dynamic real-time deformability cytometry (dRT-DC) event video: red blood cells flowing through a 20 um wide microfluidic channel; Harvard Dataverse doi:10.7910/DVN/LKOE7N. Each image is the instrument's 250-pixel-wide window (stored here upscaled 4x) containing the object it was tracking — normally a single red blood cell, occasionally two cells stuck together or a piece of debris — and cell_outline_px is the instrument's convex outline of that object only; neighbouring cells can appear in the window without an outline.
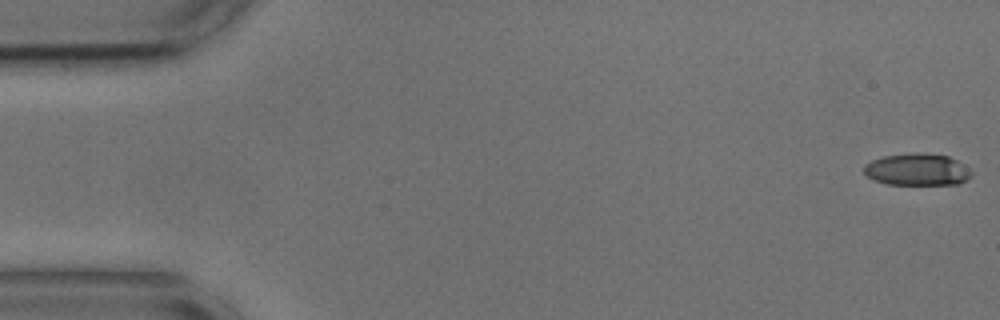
{"species": "common noctule bat (a hibernating species)", "species_latin": "Nyctalus noctula", "temperature_condition": "cold", "stored_images_in_passage": 49, "camera_frame_rate_fps": 3000, "um_per_image_px": 0.085, "animal": {"sex": "male", "body_mass_g": 17.9, "forearm_length_mm": 54.2}, "frame": {"image": 1, "passage_image": 1, "time_ms": 0.0, "image_size_px": [1000, 320], "cell_outline_px": [[972, 176], [956, 184], [888, 184], [876, 180], [868, 176], [864, 172], [864, 164], [872, 160], [884, 156], [948, 156], [956, 160], [968, 168], [972, 172]], "centroid_in_image_um": [77.96, 14.46], "position_along_channel_um": 7.0, "area_um2": 18.84}}
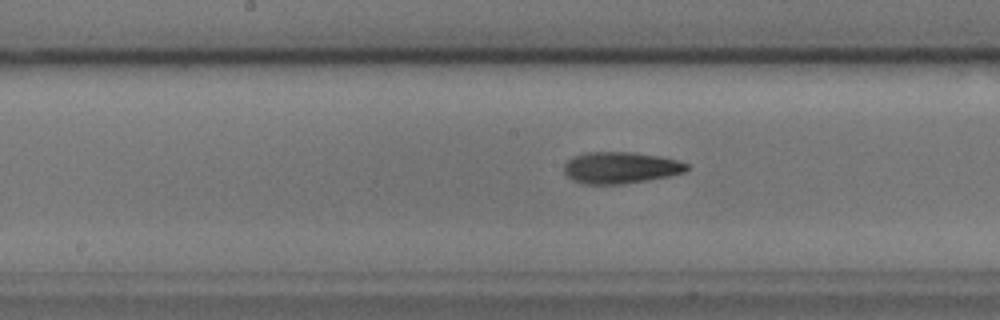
{"frame": {"image": 2, "passage_image": 27, "time_ms": 8.667, "image_size_px": [1000, 320], "cell_outline_px": [[688, 168], [684, 172], [668, 176], [624, 184], [584, 184], [572, 180], [564, 172], [564, 164], [572, 156], [584, 152], [636, 152], [660, 156], [676, 160], [688, 164]], "centroid_in_image_um": [52.71, 14.24], "position_along_channel_um": 195.5, "area_um2": 22.66}}
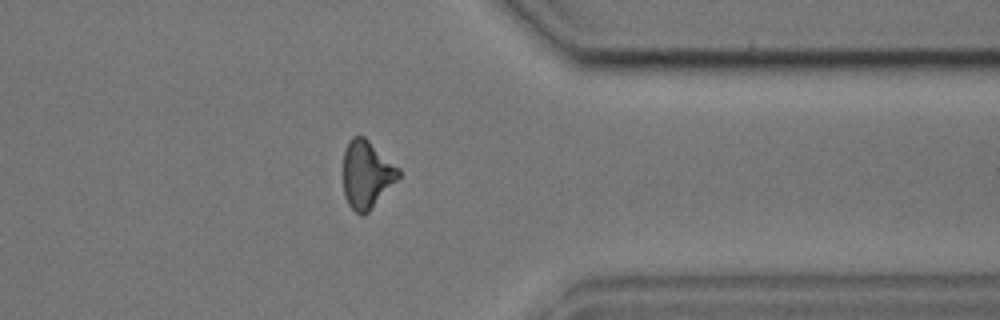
{"frame": {"image": 3, "passage_image": 43, "time_ms": 14.0, "image_size_px": [1000, 320], "cell_outline_px": [[400, 176], [368, 212], [364, 216], [360, 216], [348, 204], [344, 196], [344, 152], [348, 140], [352, 136], [364, 136], [400, 168]], "centroid_in_image_um": [31.16, 14.82], "position_along_channel_um": 380.2, "area_um2": 21.73}, "authors_computed_cell_mechanics": {"area_um2": 21.7328, "velocity_mm_per_s": 3.663, "shape_relaxation_time_tau1_ms": 6.0251, "shape_relaxation_time_tau2_ms": 3.7139, "deformation_change_tau1": 0.1741, "deformation_change_tau2": 0.1213}}